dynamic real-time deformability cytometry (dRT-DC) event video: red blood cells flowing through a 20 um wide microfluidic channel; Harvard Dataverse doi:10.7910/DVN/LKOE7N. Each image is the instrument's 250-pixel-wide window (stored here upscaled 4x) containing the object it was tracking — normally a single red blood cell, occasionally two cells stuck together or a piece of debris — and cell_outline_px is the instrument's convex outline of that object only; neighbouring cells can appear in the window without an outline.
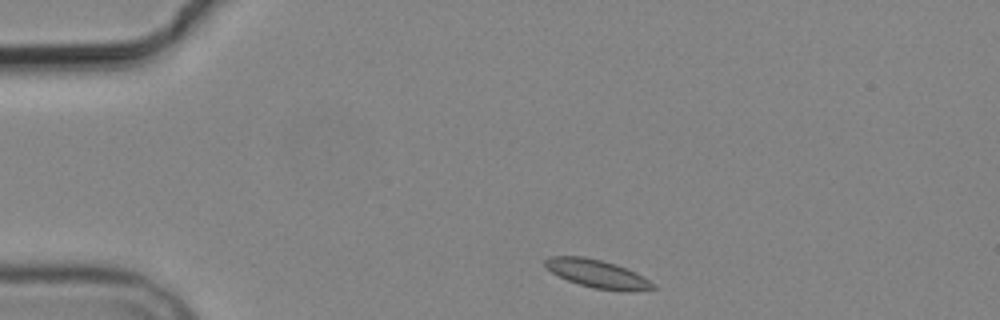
{"species": "common noctule bat (a hibernating species)", "species_latin": "Nyctalus noctula", "temperature_condition": "cold", "stored_images_in_passage": 2, "camera_frame_rate_fps": 3000, "um_per_image_px": 0.085, "animal": {"sex": "male", "body_mass_g": 19.2, "forearm_length_mm": 51.8}, "frame": {"image": 1, "passage_image": 1, "time_ms": 0.0, "image_size_px": [1000, 320], "cell_outline_px": [[660, 288], [628, 292], [592, 288], [568, 280], [552, 272], [544, 264], [544, 260], [548, 256], [584, 256], [616, 264], [636, 272], [644, 276], [656, 284]], "centroid_in_image_um": [50.85, 23.28], "position_along_channel_um": 34.2, "area_um2": 17.86}}